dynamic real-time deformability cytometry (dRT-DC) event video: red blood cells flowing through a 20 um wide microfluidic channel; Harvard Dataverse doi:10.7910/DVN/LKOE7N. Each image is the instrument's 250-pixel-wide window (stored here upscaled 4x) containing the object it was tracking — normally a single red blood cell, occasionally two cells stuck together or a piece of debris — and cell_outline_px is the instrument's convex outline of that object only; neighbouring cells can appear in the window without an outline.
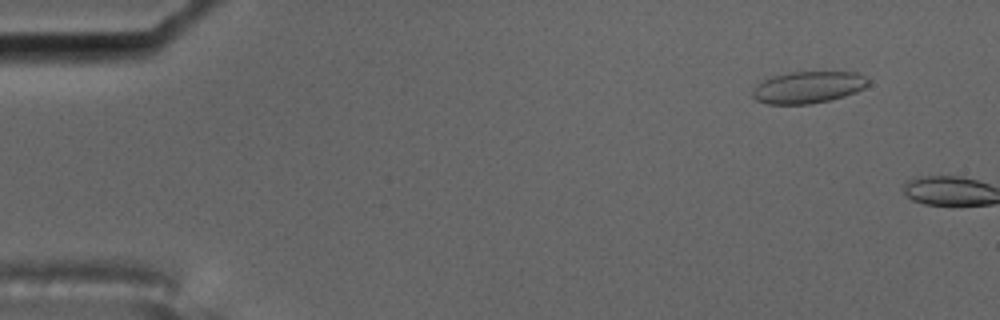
{"species": "common noctule bat (a hibernating species)", "species_latin": "Nyctalus noctula", "temperature_condition": "cold", "stored_images_in_passage": 3, "camera_frame_rate_fps": 3000, "um_per_image_px": 0.085, "animal": {"sex": "male", "body_mass_g": 17.5, "forearm_length_mm": 52.3}, "frame": {"image": 1, "passage_image": 2, "time_ms": 0.333, "image_size_px": [1000, 320], "cell_outline_px": [[868, 84], [864, 88], [856, 92], [844, 96], [828, 100], [808, 104], [768, 104], [756, 100], [752, 96], [752, 88], [756, 84], [772, 76], [792, 72], [856, 72], [864, 76], [868, 80]], "centroid_in_image_um": [68.66, 7.42], "position_along_channel_um": 16.3, "area_um2": 21.39}}